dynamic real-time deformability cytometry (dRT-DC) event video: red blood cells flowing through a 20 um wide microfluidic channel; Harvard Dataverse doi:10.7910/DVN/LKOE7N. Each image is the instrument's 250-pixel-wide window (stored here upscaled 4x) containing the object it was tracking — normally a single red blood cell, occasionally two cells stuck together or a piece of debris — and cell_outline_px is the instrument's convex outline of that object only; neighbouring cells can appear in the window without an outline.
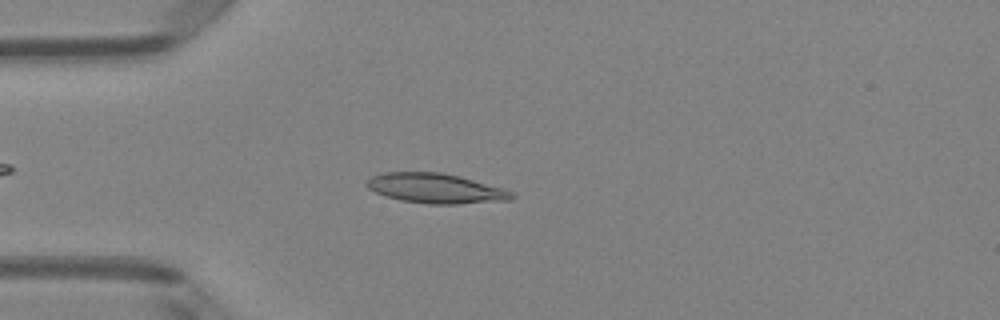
{"species": "Egyptian fruit bat (a non-hibernating species)", "species_latin": "Rousettus aegyptiacus", "temperature_condition": "room temperature", "stored_images_in_passage": 45, "camera_frame_rate_fps": 3000, "um_per_image_px": 0.085, "animal": {"sex": "female"}, "frame": {"image": 1, "passage_image": 9, "time_ms": 2.667, "image_size_px": [1000, 320], "cell_outline_px": [[516, 196], [512, 200], [456, 204], [428, 204], [400, 200], [376, 192], [368, 188], [364, 184], [372, 176], [384, 172], [444, 172], [460, 176], [504, 188], [512, 192]], "centroid_in_image_um": [37.07, 16.01], "position_along_channel_um": 47.9, "area_um2": 25.32}}
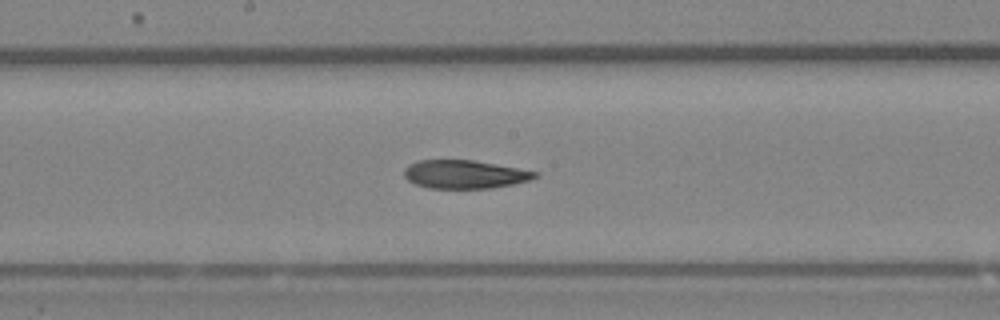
{"frame": {"image": 2, "passage_image": 22, "time_ms": 7.0, "image_size_px": [1000, 320], "cell_outline_px": [[540, 176], [528, 180], [512, 184], [492, 188], [428, 188], [416, 184], [408, 180], [404, 176], [404, 168], [408, 164], [420, 160], [472, 160], [496, 164], [540, 172]], "centroid_in_image_um": [39.5, 14.81], "position_along_channel_um": 208.7, "area_um2": 21.62}}
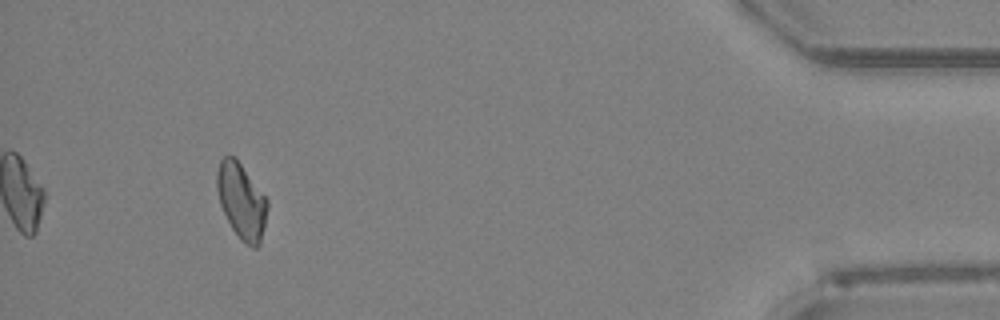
{"frame": {"image": 3, "passage_image": 42, "time_ms": 13.667, "image_size_px": [1000, 320], "cell_outline_px": [[268, 208], [264, 228], [260, 244], [256, 248], [252, 248], [244, 244], [240, 240], [232, 228], [220, 204], [216, 188], [216, 172], [220, 160], [224, 156], [236, 156], [268, 200]], "centroid_in_image_um": [20.53, 17.08], "position_along_channel_um": 414.7, "area_um2": 22.48}}